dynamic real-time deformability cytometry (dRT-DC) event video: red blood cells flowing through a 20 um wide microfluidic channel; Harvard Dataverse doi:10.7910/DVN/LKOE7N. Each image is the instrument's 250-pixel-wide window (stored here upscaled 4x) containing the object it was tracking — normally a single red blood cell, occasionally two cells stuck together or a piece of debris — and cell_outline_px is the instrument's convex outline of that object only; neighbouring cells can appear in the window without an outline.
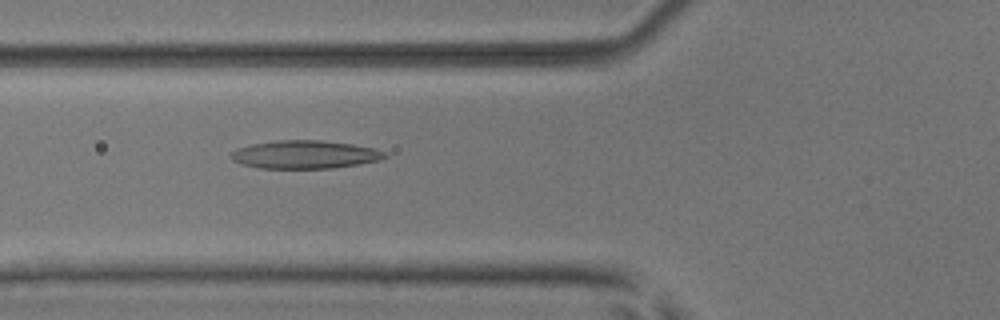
{"species": "common noctule bat (a hibernating species)", "species_latin": "Nyctalus noctula", "temperature_condition": "room temperature", "stored_images_in_passage": 30, "camera_frame_rate_fps": 3000, "um_per_image_px": 0.085, "animal": {"sex": "male", "body_mass_g": 17.9, "forearm_length_mm": 54.2}, "frame": {"image": 1, "passage_image": 5, "time_ms": 1.333, "image_size_px": [1000, 320], "cell_outline_px": [[388, 156], [380, 160], [360, 164], [332, 168], [260, 168], [240, 164], [232, 160], [228, 156], [236, 148], [252, 144], [276, 140], [320, 140], [352, 144], [376, 148], [384, 152]], "centroid_in_image_um": [25.9, 13.13], "position_along_channel_um": 99.9, "area_um2": 25.37}}
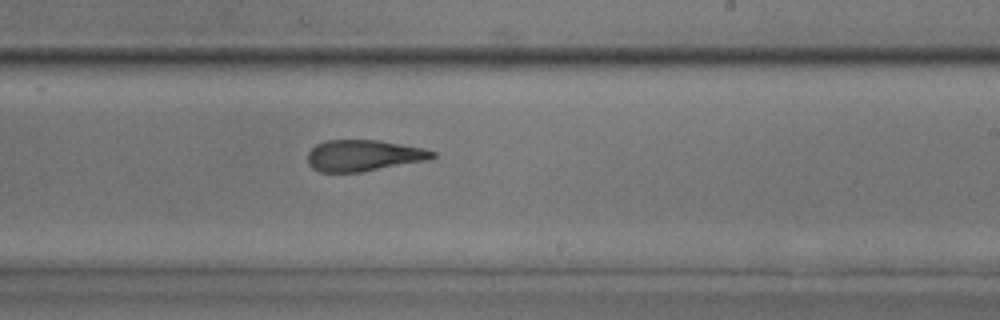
{"frame": {"image": 2, "passage_image": 17, "time_ms": 5.333, "image_size_px": [1000, 320], "cell_outline_px": [[436, 156], [428, 160], [360, 172], [320, 172], [312, 168], [308, 164], [308, 152], [316, 144], [324, 140], [380, 140], [424, 148], [436, 152]], "centroid_in_image_um": [30.9, 13.21], "position_along_channel_um": 258.1, "area_um2": 22.83}}
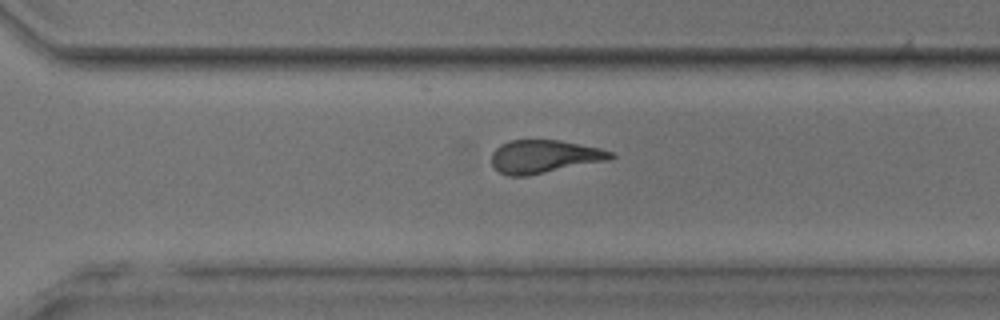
{"frame": {"image": 3, "passage_image": 22, "time_ms": 7.0, "image_size_px": [1000, 320], "cell_outline_px": [[616, 156], [612, 160], [528, 176], [508, 176], [500, 172], [492, 164], [492, 152], [500, 144], [512, 140], [560, 140], [600, 148], [612, 152]], "centroid_in_image_um": [46.3, 13.31], "position_along_channel_um": 324.3, "area_um2": 23.24}, "authors_computed_cell_mechanics": {"area_um2": 23.6691, "velocity_mm_per_s": 3.9687, "shape_relaxation_time_tau1_ms": 8.2019, "shape_relaxation_time_tau2_ms": 2.7106, "deformation_change_tau1": 0.2208, "deformation_change_tau2": 0.1347}}